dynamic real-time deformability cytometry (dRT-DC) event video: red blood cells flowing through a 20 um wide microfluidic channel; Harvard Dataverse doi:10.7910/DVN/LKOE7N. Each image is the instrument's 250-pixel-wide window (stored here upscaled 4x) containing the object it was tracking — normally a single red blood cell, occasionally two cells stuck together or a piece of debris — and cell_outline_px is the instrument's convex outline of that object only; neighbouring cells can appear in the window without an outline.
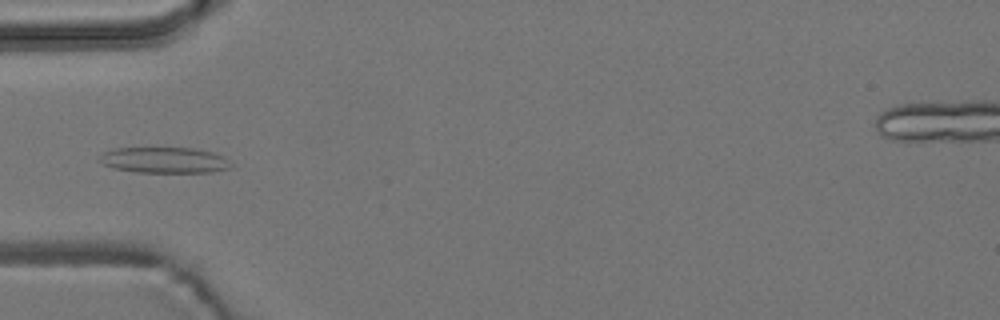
{"species": "common noctule bat (a hibernating species)", "species_latin": "Nyctalus noctula", "temperature_condition": "room temperature", "stored_images_in_passage": 5, "camera_frame_rate_fps": 3000, "um_per_image_px": 0.085, "animal": {"sex": "male", "body_mass_g": 19.2, "forearm_length_mm": 51.8}, "frame": {"image": 1, "passage_image": 5, "time_ms": 4.667, "image_size_px": [1000, 320], "cell_outline_px": [[232, 168], [212, 172], [136, 172], [116, 168], [104, 164], [100, 160], [100, 156], [104, 152], [116, 148], [192, 148], [212, 152], [220, 156]], "centroid_in_image_um": [13.94, 13.61], "position_along_channel_um": 71.1, "area_um2": 19.31}}